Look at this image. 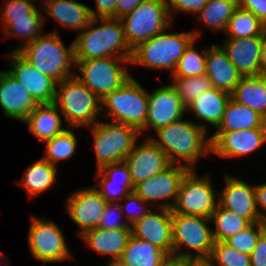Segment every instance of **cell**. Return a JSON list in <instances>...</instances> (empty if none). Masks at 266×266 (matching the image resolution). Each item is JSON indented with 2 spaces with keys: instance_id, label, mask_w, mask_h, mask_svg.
I'll use <instances>...</instances> for the list:
<instances>
[{
  "instance_id": "obj_23",
  "label": "cell",
  "mask_w": 266,
  "mask_h": 266,
  "mask_svg": "<svg viewBox=\"0 0 266 266\" xmlns=\"http://www.w3.org/2000/svg\"><path fill=\"white\" fill-rule=\"evenodd\" d=\"M205 75L213 88L229 94L233 92L242 77L230 62L223 47L217 44L207 48Z\"/></svg>"
},
{
  "instance_id": "obj_29",
  "label": "cell",
  "mask_w": 266,
  "mask_h": 266,
  "mask_svg": "<svg viewBox=\"0 0 266 266\" xmlns=\"http://www.w3.org/2000/svg\"><path fill=\"white\" fill-rule=\"evenodd\" d=\"M266 127V119L258 112L229 99L217 132H230Z\"/></svg>"
},
{
  "instance_id": "obj_50",
  "label": "cell",
  "mask_w": 266,
  "mask_h": 266,
  "mask_svg": "<svg viewBox=\"0 0 266 266\" xmlns=\"http://www.w3.org/2000/svg\"><path fill=\"white\" fill-rule=\"evenodd\" d=\"M254 187L256 207L259 214V218L262 223L266 224V183H260L259 185H254ZM259 207H261L263 210H259Z\"/></svg>"
},
{
  "instance_id": "obj_46",
  "label": "cell",
  "mask_w": 266,
  "mask_h": 266,
  "mask_svg": "<svg viewBox=\"0 0 266 266\" xmlns=\"http://www.w3.org/2000/svg\"><path fill=\"white\" fill-rule=\"evenodd\" d=\"M209 0H167L168 10L173 21L172 12L197 13L208 3Z\"/></svg>"
},
{
  "instance_id": "obj_32",
  "label": "cell",
  "mask_w": 266,
  "mask_h": 266,
  "mask_svg": "<svg viewBox=\"0 0 266 266\" xmlns=\"http://www.w3.org/2000/svg\"><path fill=\"white\" fill-rule=\"evenodd\" d=\"M237 7V0H209L197 13L196 20L214 33L217 30L224 32Z\"/></svg>"
},
{
  "instance_id": "obj_18",
  "label": "cell",
  "mask_w": 266,
  "mask_h": 266,
  "mask_svg": "<svg viewBox=\"0 0 266 266\" xmlns=\"http://www.w3.org/2000/svg\"><path fill=\"white\" fill-rule=\"evenodd\" d=\"M149 212L131 225V235L159 247L168 255H173L172 211L158 208Z\"/></svg>"
},
{
  "instance_id": "obj_16",
  "label": "cell",
  "mask_w": 266,
  "mask_h": 266,
  "mask_svg": "<svg viewBox=\"0 0 266 266\" xmlns=\"http://www.w3.org/2000/svg\"><path fill=\"white\" fill-rule=\"evenodd\" d=\"M66 210L80 227L79 235L98 227L107 202L94 187L77 190L68 196Z\"/></svg>"
},
{
  "instance_id": "obj_49",
  "label": "cell",
  "mask_w": 266,
  "mask_h": 266,
  "mask_svg": "<svg viewBox=\"0 0 266 266\" xmlns=\"http://www.w3.org/2000/svg\"><path fill=\"white\" fill-rule=\"evenodd\" d=\"M250 259L251 266H266V230L260 235Z\"/></svg>"
},
{
  "instance_id": "obj_47",
  "label": "cell",
  "mask_w": 266,
  "mask_h": 266,
  "mask_svg": "<svg viewBox=\"0 0 266 266\" xmlns=\"http://www.w3.org/2000/svg\"><path fill=\"white\" fill-rule=\"evenodd\" d=\"M237 5L252 12L266 25V0H237Z\"/></svg>"
},
{
  "instance_id": "obj_26",
  "label": "cell",
  "mask_w": 266,
  "mask_h": 266,
  "mask_svg": "<svg viewBox=\"0 0 266 266\" xmlns=\"http://www.w3.org/2000/svg\"><path fill=\"white\" fill-rule=\"evenodd\" d=\"M60 114L54 103L38 104L23 122L36 138L45 142L67 129L62 127Z\"/></svg>"
},
{
  "instance_id": "obj_8",
  "label": "cell",
  "mask_w": 266,
  "mask_h": 266,
  "mask_svg": "<svg viewBox=\"0 0 266 266\" xmlns=\"http://www.w3.org/2000/svg\"><path fill=\"white\" fill-rule=\"evenodd\" d=\"M89 129L94 142L97 170L124 161L141 136L136 128L115 122L97 121Z\"/></svg>"
},
{
  "instance_id": "obj_27",
  "label": "cell",
  "mask_w": 266,
  "mask_h": 266,
  "mask_svg": "<svg viewBox=\"0 0 266 266\" xmlns=\"http://www.w3.org/2000/svg\"><path fill=\"white\" fill-rule=\"evenodd\" d=\"M131 236V229H102L95 228L86 231L81 238L84 243L102 255L121 258Z\"/></svg>"
},
{
  "instance_id": "obj_4",
  "label": "cell",
  "mask_w": 266,
  "mask_h": 266,
  "mask_svg": "<svg viewBox=\"0 0 266 266\" xmlns=\"http://www.w3.org/2000/svg\"><path fill=\"white\" fill-rule=\"evenodd\" d=\"M201 34L197 30L181 33H168L165 30L133 48L130 64L152 70H171L173 74L186 48Z\"/></svg>"
},
{
  "instance_id": "obj_56",
  "label": "cell",
  "mask_w": 266,
  "mask_h": 266,
  "mask_svg": "<svg viewBox=\"0 0 266 266\" xmlns=\"http://www.w3.org/2000/svg\"><path fill=\"white\" fill-rule=\"evenodd\" d=\"M3 256H4L3 253H1V251H0V266L2 265L3 261H6L5 258H4ZM3 258H4V259H3ZM3 264H4L3 266H9V265L7 264V262H5V263H3Z\"/></svg>"
},
{
  "instance_id": "obj_30",
  "label": "cell",
  "mask_w": 266,
  "mask_h": 266,
  "mask_svg": "<svg viewBox=\"0 0 266 266\" xmlns=\"http://www.w3.org/2000/svg\"><path fill=\"white\" fill-rule=\"evenodd\" d=\"M57 166L50 164L43 157L27 167L23 178L19 181L32 198L48 191L57 181Z\"/></svg>"
},
{
  "instance_id": "obj_42",
  "label": "cell",
  "mask_w": 266,
  "mask_h": 266,
  "mask_svg": "<svg viewBox=\"0 0 266 266\" xmlns=\"http://www.w3.org/2000/svg\"><path fill=\"white\" fill-rule=\"evenodd\" d=\"M96 171L97 182H117L123 183V187H134L125 161L105 165Z\"/></svg>"
},
{
  "instance_id": "obj_10",
  "label": "cell",
  "mask_w": 266,
  "mask_h": 266,
  "mask_svg": "<svg viewBox=\"0 0 266 266\" xmlns=\"http://www.w3.org/2000/svg\"><path fill=\"white\" fill-rule=\"evenodd\" d=\"M130 64V60L119 57H105L75 61V68L81 73L74 76L91 92L102 99L106 94L120 88L132 76L121 64Z\"/></svg>"
},
{
  "instance_id": "obj_41",
  "label": "cell",
  "mask_w": 266,
  "mask_h": 266,
  "mask_svg": "<svg viewBox=\"0 0 266 266\" xmlns=\"http://www.w3.org/2000/svg\"><path fill=\"white\" fill-rule=\"evenodd\" d=\"M266 230V224L262 222L251 223L225 242L236 250L250 255L256 247L260 235Z\"/></svg>"
},
{
  "instance_id": "obj_36",
  "label": "cell",
  "mask_w": 266,
  "mask_h": 266,
  "mask_svg": "<svg viewBox=\"0 0 266 266\" xmlns=\"http://www.w3.org/2000/svg\"><path fill=\"white\" fill-rule=\"evenodd\" d=\"M197 41L196 38L186 48L179 59L172 78L195 77L205 74L207 48L201 49V52L197 51L194 46Z\"/></svg>"
},
{
  "instance_id": "obj_28",
  "label": "cell",
  "mask_w": 266,
  "mask_h": 266,
  "mask_svg": "<svg viewBox=\"0 0 266 266\" xmlns=\"http://www.w3.org/2000/svg\"><path fill=\"white\" fill-rule=\"evenodd\" d=\"M231 98L266 119V74L242 76Z\"/></svg>"
},
{
  "instance_id": "obj_31",
  "label": "cell",
  "mask_w": 266,
  "mask_h": 266,
  "mask_svg": "<svg viewBox=\"0 0 266 266\" xmlns=\"http://www.w3.org/2000/svg\"><path fill=\"white\" fill-rule=\"evenodd\" d=\"M168 256L159 247L131 235L121 259L129 266H161Z\"/></svg>"
},
{
  "instance_id": "obj_20",
  "label": "cell",
  "mask_w": 266,
  "mask_h": 266,
  "mask_svg": "<svg viewBox=\"0 0 266 266\" xmlns=\"http://www.w3.org/2000/svg\"><path fill=\"white\" fill-rule=\"evenodd\" d=\"M225 186L219 193L218 204L250 223L261 222L256 207L255 187L242 178L225 175Z\"/></svg>"
},
{
  "instance_id": "obj_33",
  "label": "cell",
  "mask_w": 266,
  "mask_h": 266,
  "mask_svg": "<svg viewBox=\"0 0 266 266\" xmlns=\"http://www.w3.org/2000/svg\"><path fill=\"white\" fill-rule=\"evenodd\" d=\"M265 30L266 25L252 12L237 7L224 32L228 35L227 39H235L262 36Z\"/></svg>"
},
{
  "instance_id": "obj_12",
  "label": "cell",
  "mask_w": 266,
  "mask_h": 266,
  "mask_svg": "<svg viewBox=\"0 0 266 266\" xmlns=\"http://www.w3.org/2000/svg\"><path fill=\"white\" fill-rule=\"evenodd\" d=\"M62 230L54 222L32 216L28 247L32 256L43 263H58L73 258Z\"/></svg>"
},
{
  "instance_id": "obj_38",
  "label": "cell",
  "mask_w": 266,
  "mask_h": 266,
  "mask_svg": "<svg viewBox=\"0 0 266 266\" xmlns=\"http://www.w3.org/2000/svg\"><path fill=\"white\" fill-rule=\"evenodd\" d=\"M46 15L44 19H21L14 20L3 31L2 34L6 37H15L23 39L21 46H16L12 51H18L24 45L36 40L43 34L44 22L47 20Z\"/></svg>"
},
{
  "instance_id": "obj_3",
  "label": "cell",
  "mask_w": 266,
  "mask_h": 266,
  "mask_svg": "<svg viewBox=\"0 0 266 266\" xmlns=\"http://www.w3.org/2000/svg\"><path fill=\"white\" fill-rule=\"evenodd\" d=\"M17 52L30 65L44 75L51 77L56 83L75 74L71 70L75 67L74 42L67 48L55 29L50 33H43Z\"/></svg>"
},
{
  "instance_id": "obj_17",
  "label": "cell",
  "mask_w": 266,
  "mask_h": 266,
  "mask_svg": "<svg viewBox=\"0 0 266 266\" xmlns=\"http://www.w3.org/2000/svg\"><path fill=\"white\" fill-rule=\"evenodd\" d=\"M10 58L8 72L31 94L38 104L54 103L57 83L49 76L30 65L17 51L8 54Z\"/></svg>"
},
{
  "instance_id": "obj_51",
  "label": "cell",
  "mask_w": 266,
  "mask_h": 266,
  "mask_svg": "<svg viewBox=\"0 0 266 266\" xmlns=\"http://www.w3.org/2000/svg\"><path fill=\"white\" fill-rule=\"evenodd\" d=\"M144 0H116V18L132 12Z\"/></svg>"
},
{
  "instance_id": "obj_9",
  "label": "cell",
  "mask_w": 266,
  "mask_h": 266,
  "mask_svg": "<svg viewBox=\"0 0 266 266\" xmlns=\"http://www.w3.org/2000/svg\"><path fill=\"white\" fill-rule=\"evenodd\" d=\"M126 40L133 49L139 43L171 28L167 0H144L120 18Z\"/></svg>"
},
{
  "instance_id": "obj_55",
  "label": "cell",
  "mask_w": 266,
  "mask_h": 266,
  "mask_svg": "<svg viewBox=\"0 0 266 266\" xmlns=\"http://www.w3.org/2000/svg\"><path fill=\"white\" fill-rule=\"evenodd\" d=\"M188 266H211L207 260H190Z\"/></svg>"
},
{
  "instance_id": "obj_43",
  "label": "cell",
  "mask_w": 266,
  "mask_h": 266,
  "mask_svg": "<svg viewBox=\"0 0 266 266\" xmlns=\"http://www.w3.org/2000/svg\"><path fill=\"white\" fill-rule=\"evenodd\" d=\"M107 203H122V200L131 192L134 187H123V183L98 182L93 186Z\"/></svg>"
},
{
  "instance_id": "obj_13",
  "label": "cell",
  "mask_w": 266,
  "mask_h": 266,
  "mask_svg": "<svg viewBox=\"0 0 266 266\" xmlns=\"http://www.w3.org/2000/svg\"><path fill=\"white\" fill-rule=\"evenodd\" d=\"M189 170L184 165L171 164L153 177L136 184L134 192L144 202L154 207L156 206V209L171 210L176 201L180 183ZM161 201L162 203H160Z\"/></svg>"
},
{
  "instance_id": "obj_54",
  "label": "cell",
  "mask_w": 266,
  "mask_h": 266,
  "mask_svg": "<svg viewBox=\"0 0 266 266\" xmlns=\"http://www.w3.org/2000/svg\"><path fill=\"white\" fill-rule=\"evenodd\" d=\"M107 266H129L121 258H110V261Z\"/></svg>"
},
{
  "instance_id": "obj_53",
  "label": "cell",
  "mask_w": 266,
  "mask_h": 266,
  "mask_svg": "<svg viewBox=\"0 0 266 266\" xmlns=\"http://www.w3.org/2000/svg\"><path fill=\"white\" fill-rule=\"evenodd\" d=\"M261 65L262 74H266V30L262 33L261 39Z\"/></svg>"
},
{
  "instance_id": "obj_5",
  "label": "cell",
  "mask_w": 266,
  "mask_h": 266,
  "mask_svg": "<svg viewBox=\"0 0 266 266\" xmlns=\"http://www.w3.org/2000/svg\"><path fill=\"white\" fill-rule=\"evenodd\" d=\"M147 113L148 92L133 76L101 99V114L106 119L136 128L141 134L145 131Z\"/></svg>"
},
{
  "instance_id": "obj_22",
  "label": "cell",
  "mask_w": 266,
  "mask_h": 266,
  "mask_svg": "<svg viewBox=\"0 0 266 266\" xmlns=\"http://www.w3.org/2000/svg\"><path fill=\"white\" fill-rule=\"evenodd\" d=\"M261 39L262 36L235 38L221 44L230 62L242 76L262 74Z\"/></svg>"
},
{
  "instance_id": "obj_44",
  "label": "cell",
  "mask_w": 266,
  "mask_h": 266,
  "mask_svg": "<svg viewBox=\"0 0 266 266\" xmlns=\"http://www.w3.org/2000/svg\"><path fill=\"white\" fill-rule=\"evenodd\" d=\"M123 213L120 203H107L105 210L101 216L98 228L102 229H131L127 222H122ZM121 220V221H120Z\"/></svg>"
},
{
  "instance_id": "obj_35",
  "label": "cell",
  "mask_w": 266,
  "mask_h": 266,
  "mask_svg": "<svg viewBox=\"0 0 266 266\" xmlns=\"http://www.w3.org/2000/svg\"><path fill=\"white\" fill-rule=\"evenodd\" d=\"M73 129L75 128L67 127L64 132L44 142L46 155L43 158L50 164L57 166L61 160H68L74 156L78 143Z\"/></svg>"
},
{
  "instance_id": "obj_21",
  "label": "cell",
  "mask_w": 266,
  "mask_h": 266,
  "mask_svg": "<svg viewBox=\"0 0 266 266\" xmlns=\"http://www.w3.org/2000/svg\"><path fill=\"white\" fill-rule=\"evenodd\" d=\"M38 103L8 71H0V106L7 118L24 121Z\"/></svg>"
},
{
  "instance_id": "obj_14",
  "label": "cell",
  "mask_w": 266,
  "mask_h": 266,
  "mask_svg": "<svg viewBox=\"0 0 266 266\" xmlns=\"http://www.w3.org/2000/svg\"><path fill=\"white\" fill-rule=\"evenodd\" d=\"M211 152L222 158H240L259 150L266 144V127L216 132L210 135Z\"/></svg>"
},
{
  "instance_id": "obj_1",
  "label": "cell",
  "mask_w": 266,
  "mask_h": 266,
  "mask_svg": "<svg viewBox=\"0 0 266 266\" xmlns=\"http://www.w3.org/2000/svg\"><path fill=\"white\" fill-rule=\"evenodd\" d=\"M155 131L158 139L148 138L165 152L172 164L184 165L190 170L195 169L200 158L211 153L210 137L196 122L182 118ZM182 161L186 163L183 164Z\"/></svg>"
},
{
  "instance_id": "obj_48",
  "label": "cell",
  "mask_w": 266,
  "mask_h": 266,
  "mask_svg": "<svg viewBox=\"0 0 266 266\" xmlns=\"http://www.w3.org/2000/svg\"><path fill=\"white\" fill-rule=\"evenodd\" d=\"M93 18H116V0H96V9H92Z\"/></svg>"
},
{
  "instance_id": "obj_24",
  "label": "cell",
  "mask_w": 266,
  "mask_h": 266,
  "mask_svg": "<svg viewBox=\"0 0 266 266\" xmlns=\"http://www.w3.org/2000/svg\"><path fill=\"white\" fill-rule=\"evenodd\" d=\"M41 3L45 14L66 29L81 32L93 20L90 7L75 0H43Z\"/></svg>"
},
{
  "instance_id": "obj_52",
  "label": "cell",
  "mask_w": 266,
  "mask_h": 266,
  "mask_svg": "<svg viewBox=\"0 0 266 266\" xmlns=\"http://www.w3.org/2000/svg\"><path fill=\"white\" fill-rule=\"evenodd\" d=\"M190 259L169 255L161 266H188Z\"/></svg>"
},
{
  "instance_id": "obj_34",
  "label": "cell",
  "mask_w": 266,
  "mask_h": 266,
  "mask_svg": "<svg viewBox=\"0 0 266 266\" xmlns=\"http://www.w3.org/2000/svg\"><path fill=\"white\" fill-rule=\"evenodd\" d=\"M210 219L215 227L213 229L215 241H226L251 224L247 219L222 208L219 204Z\"/></svg>"
},
{
  "instance_id": "obj_7",
  "label": "cell",
  "mask_w": 266,
  "mask_h": 266,
  "mask_svg": "<svg viewBox=\"0 0 266 266\" xmlns=\"http://www.w3.org/2000/svg\"><path fill=\"white\" fill-rule=\"evenodd\" d=\"M210 222L211 219L202 216L172 214L173 255L207 260L215 243L213 230L207 225ZM183 246H186V252L181 250ZM190 249L196 253H190Z\"/></svg>"
},
{
  "instance_id": "obj_15",
  "label": "cell",
  "mask_w": 266,
  "mask_h": 266,
  "mask_svg": "<svg viewBox=\"0 0 266 266\" xmlns=\"http://www.w3.org/2000/svg\"><path fill=\"white\" fill-rule=\"evenodd\" d=\"M187 107L182 103L179 94L171 84H163L148 93V113L145 130H156L159 127L178 121L184 117Z\"/></svg>"
},
{
  "instance_id": "obj_37",
  "label": "cell",
  "mask_w": 266,
  "mask_h": 266,
  "mask_svg": "<svg viewBox=\"0 0 266 266\" xmlns=\"http://www.w3.org/2000/svg\"><path fill=\"white\" fill-rule=\"evenodd\" d=\"M33 1L35 0H7L0 11L2 31L14 20L44 19L41 9H38Z\"/></svg>"
},
{
  "instance_id": "obj_6",
  "label": "cell",
  "mask_w": 266,
  "mask_h": 266,
  "mask_svg": "<svg viewBox=\"0 0 266 266\" xmlns=\"http://www.w3.org/2000/svg\"><path fill=\"white\" fill-rule=\"evenodd\" d=\"M54 104L72 128L91 127L101 113V99L75 76L57 83Z\"/></svg>"
},
{
  "instance_id": "obj_39",
  "label": "cell",
  "mask_w": 266,
  "mask_h": 266,
  "mask_svg": "<svg viewBox=\"0 0 266 266\" xmlns=\"http://www.w3.org/2000/svg\"><path fill=\"white\" fill-rule=\"evenodd\" d=\"M171 85L186 107L205 91L213 88L205 74L195 77L173 78Z\"/></svg>"
},
{
  "instance_id": "obj_40",
  "label": "cell",
  "mask_w": 266,
  "mask_h": 266,
  "mask_svg": "<svg viewBox=\"0 0 266 266\" xmlns=\"http://www.w3.org/2000/svg\"><path fill=\"white\" fill-rule=\"evenodd\" d=\"M207 261L211 266H251L250 255L236 250L225 241H215Z\"/></svg>"
},
{
  "instance_id": "obj_2",
  "label": "cell",
  "mask_w": 266,
  "mask_h": 266,
  "mask_svg": "<svg viewBox=\"0 0 266 266\" xmlns=\"http://www.w3.org/2000/svg\"><path fill=\"white\" fill-rule=\"evenodd\" d=\"M73 42L74 61L105 57L131 60L132 57L133 49L118 18H93L84 30L78 32Z\"/></svg>"
},
{
  "instance_id": "obj_11",
  "label": "cell",
  "mask_w": 266,
  "mask_h": 266,
  "mask_svg": "<svg viewBox=\"0 0 266 266\" xmlns=\"http://www.w3.org/2000/svg\"><path fill=\"white\" fill-rule=\"evenodd\" d=\"M219 202L210 176L197 177L196 169L189 170L183 177L172 214L202 216L210 219Z\"/></svg>"
},
{
  "instance_id": "obj_45",
  "label": "cell",
  "mask_w": 266,
  "mask_h": 266,
  "mask_svg": "<svg viewBox=\"0 0 266 266\" xmlns=\"http://www.w3.org/2000/svg\"><path fill=\"white\" fill-rule=\"evenodd\" d=\"M122 201H124L125 204H121L120 203V207L123 213V216L125 215L126 217V222L131 226L132 224H134L136 221L142 219L148 212H149V207L147 208V203L144 202L135 192H131L129 193ZM137 207L140 210H142L140 212V210H138V212H130V208ZM129 210V211H128Z\"/></svg>"
},
{
  "instance_id": "obj_19",
  "label": "cell",
  "mask_w": 266,
  "mask_h": 266,
  "mask_svg": "<svg viewBox=\"0 0 266 266\" xmlns=\"http://www.w3.org/2000/svg\"><path fill=\"white\" fill-rule=\"evenodd\" d=\"M124 161L129 168L134 186L153 177L172 164L165 152L149 138L138 145L136 143Z\"/></svg>"
},
{
  "instance_id": "obj_25",
  "label": "cell",
  "mask_w": 266,
  "mask_h": 266,
  "mask_svg": "<svg viewBox=\"0 0 266 266\" xmlns=\"http://www.w3.org/2000/svg\"><path fill=\"white\" fill-rule=\"evenodd\" d=\"M231 95L225 91L211 88L198 96L188 107L201 121L198 125L207 132V123L217 128L223 118L226 105ZM203 121V122H202ZM206 123V125H205Z\"/></svg>"
}]
</instances>
